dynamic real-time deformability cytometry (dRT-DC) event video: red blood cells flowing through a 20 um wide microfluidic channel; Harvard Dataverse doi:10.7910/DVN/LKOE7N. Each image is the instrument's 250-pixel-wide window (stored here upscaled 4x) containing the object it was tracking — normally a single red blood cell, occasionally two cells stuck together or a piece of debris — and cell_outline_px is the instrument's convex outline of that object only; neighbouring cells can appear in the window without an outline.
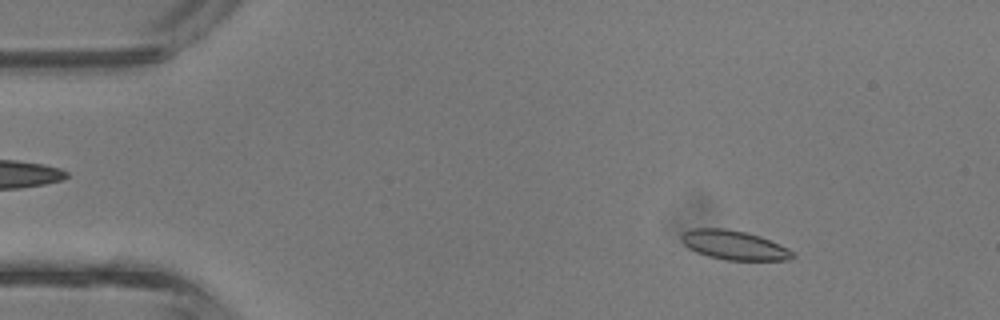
{"species": "common noctule bat (a hibernating species)", "species_latin": "Nyctalus noctula", "temperature_condition": "room temperature", "stored_images_in_passage": 43, "camera_frame_rate_fps": 3000, "um_per_image_px": 0.085, "animal": {"sex": "male", "body_mass_g": 13.3}, "frame": {"image": 1, "passage_image": 6, "time_ms": 1.667, "image_size_px": [1000, 320], "cell_outline_px": [[796, 256], [788, 260], [724, 260], [708, 256], [696, 252], [688, 248], [680, 240], [680, 236], [684, 232], [692, 228], [724, 228], [744, 232], [760, 236], [788, 248]], "centroid_in_image_um": [62.36, 20.84], "position_along_channel_um": 22.6, "area_um2": 18.96}}
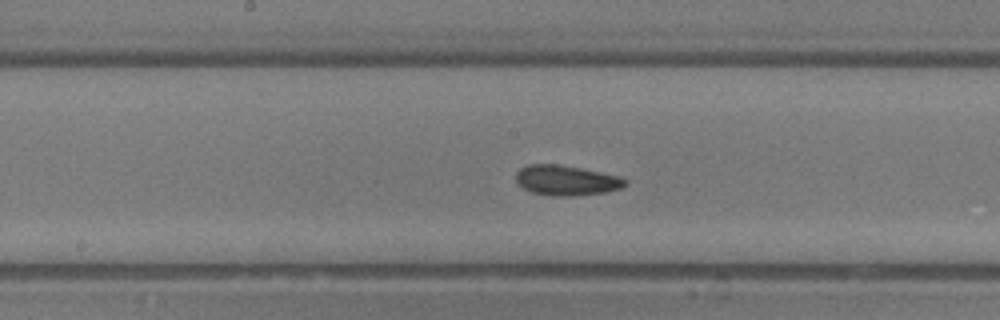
{"frame": {"image": 2, "passage_image": 22, "time_ms": 7.0, "image_size_px": [1000, 320], "cell_outline_px": [[628, 184], [620, 188], [604, 192], [572, 196], [552, 196], [532, 192], [516, 184], [516, 172], [520, 168], [528, 164], [556, 164], [580, 168], [600, 172], [616, 176], [628, 180]], "centroid_in_image_um": [48.09, 15.33], "position_along_channel_um": 200.1, "area_um2": 19.07}}
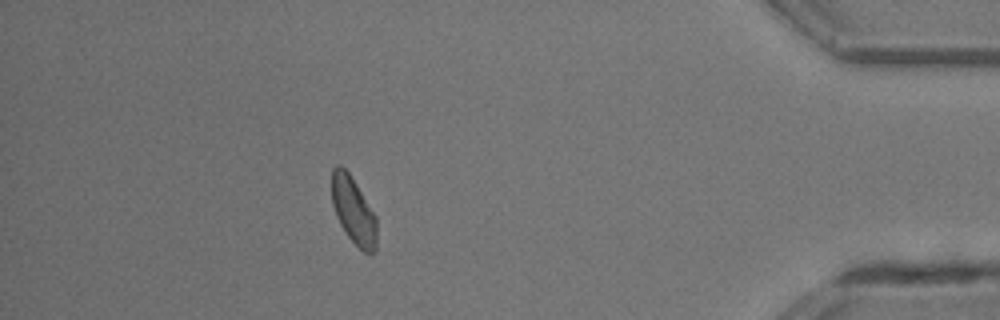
{"frame": {"image": 3, "passage_image": 38, "time_ms": 12.333, "image_size_px": [1000, 320], "cell_outline_px": [[376, 248], [368, 256], [348, 236], [340, 224], [336, 216], [332, 204], [332, 168], [336, 164], [340, 164], [348, 172], [356, 184], [376, 216]], "centroid_in_image_um": [30.03, 17.89], "position_along_channel_um": 405.2, "area_um2": 17.4}, "authors_computed_cell_mechanics": {"area_um2": 18.5538, "velocity_mm_per_s": 4.8144, "shape_relaxation_time_tau1_ms": 2.5977, "shape_relaxation_time_tau2_ms": 1.3804, "deformation_change_tau1": 0.059, "deformation_change_tau2": 0.0585}}